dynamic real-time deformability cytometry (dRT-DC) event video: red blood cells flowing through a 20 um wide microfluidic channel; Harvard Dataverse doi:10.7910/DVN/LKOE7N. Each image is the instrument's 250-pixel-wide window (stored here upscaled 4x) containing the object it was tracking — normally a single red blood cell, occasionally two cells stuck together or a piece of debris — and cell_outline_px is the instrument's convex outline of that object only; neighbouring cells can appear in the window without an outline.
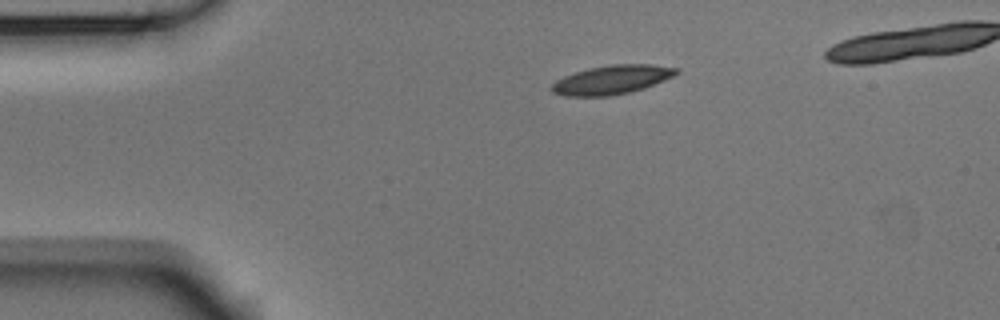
{"species": "Egyptian fruit bat (a non-hibernating species)", "species_latin": "Rousettus aegyptiacus", "temperature_condition": "room temperature", "stored_images_in_passage": 40, "camera_frame_rate_fps": 3000, "um_per_image_px": 0.085, "animal": {"sex": "male"}, "frame": {"image": 1, "passage_image": 1, "time_ms": 0.0, "image_size_px": [1000, 320], "cell_outline_px": [[680, 72], [664, 80], [644, 88], [628, 92], [608, 96], [564, 96], [552, 92], [552, 84], [556, 80], [564, 76], [588, 68], [612, 64], [652, 64], [676, 68]], "centroid_in_image_um": [51.99, 6.77], "position_along_channel_um": 33.0, "area_um2": 20.81}}
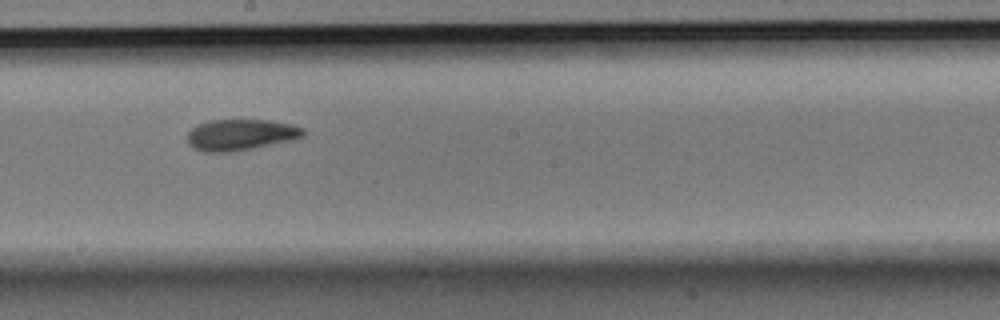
{"frame": {"image": 2, "passage_image": 20, "time_ms": 6.333, "image_size_px": [1000, 320], "cell_outline_px": [[304, 136], [292, 140], [252, 148], [228, 152], [204, 152], [192, 148], [188, 144], [188, 132], [192, 128], [200, 124], [212, 120], [268, 120], [292, 124], [304, 128]], "centroid_in_image_um": [20.46, 11.46], "position_along_channel_um": 227.7, "area_um2": 20.92}}
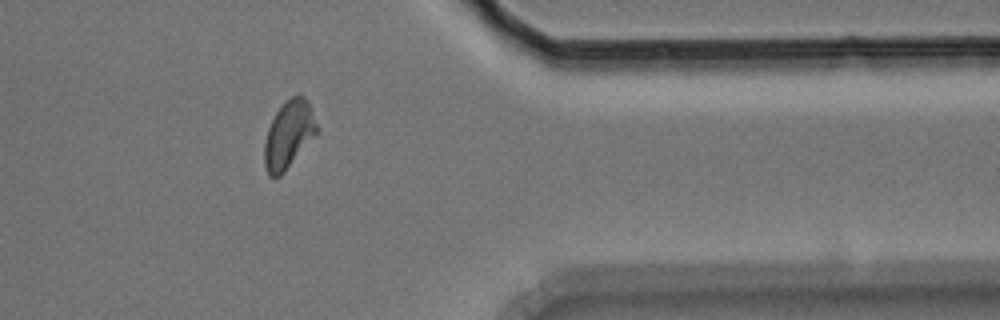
{"frame": {"image": 3, "passage_image": 34, "time_ms": 11.0, "image_size_px": [1000, 320], "cell_outline_px": [[320, 128], [284, 172], [280, 176], [268, 176], [264, 164], [264, 144], [268, 128], [276, 112], [284, 100], [300, 92], [308, 100]], "centroid_in_image_um": [24.55, 11.38], "position_along_channel_um": 386.9, "area_um2": 20.69}, "authors_computed_cell_mechanics": {"area_um2": 20.7791, "velocity_mm_per_s": 3.7428, "shape_relaxation_time_tau1_ms": 4.1698, "shape_relaxation_time_tau2_ms": 3.6399, "deformation_change_tau1": 0.1414, "deformation_change_tau2": 0.1021}}